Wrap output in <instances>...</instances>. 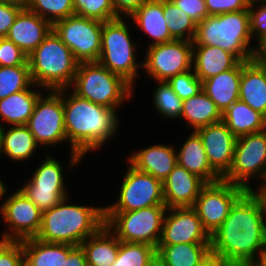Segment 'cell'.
<instances>
[{
  "label": "cell",
  "mask_w": 266,
  "mask_h": 266,
  "mask_svg": "<svg viewBox=\"0 0 266 266\" xmlns=\"http://www.w3.org/2000/svg\"><path fill=\"white\" fill-rule=\"evenodd\" d=\"M188 137L177 153V163L205 183L221 180L208 161L200 136L192 131Z\"/></svg>",
  "instance_id": "cell-23"
},
{
  "label": "cell",
  "mask_w": 266,
  "mask_h": 266,
  "mask_svg": "<svg viewBox=\"0 0 266 266\" xmlns=\"http://www.w3.org/2000/svg\"><path fill=\"white\" fill-rule=\"evenodd\" d=\"M239 99L266 117V68L255 59L241 61Z\"/></svg>",
  "instance_id": "cell-21"
},
{
  "label": "cell",
  "mask_w": 266,
  "mask_h": 266,
  "mask_svg": "<svg viewBox=\"0 0 266 266\" xmlns=\"http://www.w3.org/2000/svg\"><path fill=\"white\" fill-rule=\"evenodd\" d=\"M146 266H167L164 260L155 253L154 256L147 262Z\"/></svg>",
  "instance_id": "cell-52"
},
{
  "label": "cell",
  "mask_w": 266,
  "mask_h": 266,
  "mask_svg": "<svg viewBox=\"0 0 266 266\" xmlns=\"http://www.w3.org/2000/svg\"><path fill=\"white\" fill-rule=\"evenodd\" d=\"M255 176L266 184V129L236 139L231 169L222 179L248 191L255 190L248 183Z\"/></svg>",
  "instance_id": "cell-9"
},
{
  "label": "cell",
  "mask_w": 266,
  "mask_h": 266,
  "mask_svg": "<svg viewBox=\"0 0 266 266\" xmlns=\"http://www.w3.org/2000/svg\"><path fill=\"white\" fill-rule=\"evenodd\" d=\"M201 266H237L231 259L209 252L204 258Z\"/></svg>",
  "instance_id": "cell-50"
},
{
  "label": "cell",
  "mask_w": 266,
  "mask_h": 266,
  "mask_svg": "<svg viewBox=\"0 0 266 266\" xmlns=\"http://www.w3.org/2000/svg\"><path fill=\"white\" fill-rule=\"evenodd\" d=\"M73 10L75 15L101 22L115 19L111 0H73Z\"/></svg>",
  "instance_id": "cell-39"
},
{
  "label": "cell",
  "mask_w": 266,
  "mask_h": 266,
  "mask_svg": "<svg viewBox=\"0 0 266 266\" xmlns=\"http://www.w3.org/2000/svg\"><path fill=\"white\" fill-rule=\"evenodd\" d=\"M129 33L123 17L103 22L101 52L97 62L134 87L142 63L137 62V44L133 43Z\"/></svg>",
  "instance_id": "cell-7"
},
{
  "label": "cell",
  "mask_w": 266,
  "mask_h": 266,
  "mask_svg": "<svg viewBox=\"0 0 266 266\" xmlns=\"http://www.w3.org/2000/svg\"><path fill=\"white\" fill-rule=\"evenodd\" d=\"M70 89L80 98L112 109L120 108L123 101L133 97L132 90H135L121 76L98 62L78 63Z\"/></svg>",
  "instance_id": "cell-6"
},
{
  "label": "cell",
  "mask_w": 266,
  "mask_h": 266,
  "mask_svg": "<svg viewBox=\"0 0 266 266\" xmlns=\"http://www.w3.org/2000/svg\"><path fill=\"white\" fill-rule=\"evenodd\" d=\"M163 16L167 22L170 35L175 40L193 42L197 23L171 0H163Z\"/></svg>",
  "instance_id": "cell-33"
},
{
  "label": "cell",
  "mask_w": 266,
  "mask_h": 266,
  "mask_svg": "<svg viewBox=\"0 0 266 266\" xmlns=\"http://www.w3.org/2000/svg\"><path fill=\"white\" fill-rule=\"evenodd\" d=\"M172 145L157 144L129 155L128 162L137 170L149 173L162 182L177 164V152Z\"/></svg>",
  "instance_id": "cell-20"
},
{
  "label": "cell",
  "mask_w": 266,
  "mask_h": 266,
  "mask_svg": "<svg viewBox=\"0 0 266 266\" xmlns=\"http://www.w3.org/2000/svg\"><path fill=\"white\" fill-rule=\"evenodd\" d=\"M222 121L237 138L266 129V117L240 99L222 112Z\"/></svg>",
  "instance_id": "cell-27"
},
{
  "label": "cell",
  "mask_w": 266,
  "mask_h": 266,
  "mask_svg": "<svg viewBox=\"0 0 266 266\" xmlns=\"http://www.w3.org/2000/svg\"><path fill=\"white\" fill-rule=\"evenodd\" d=\"M32 83L29 65L0 66V100L27 89Z\"/></svg>",
  "instance_id": "cell-35"
},
{
  "label": "cell",
  "mask_w": 266,
  "mask_h": 266,
  "mask_svg": "<svg viewBox=\"0 0 266 266\" xmlns=\"http://www.w3.org/2000/svg\"><path fill=\"white\" fill-rule=\"evenodd\" d=\"M245 191L223 179L202 187L193 208L210 235L223 223L232 205Z\"/></svg>",
  "instance_id": "cell-14"
},
{
  "label": "cell",
  "mask_w": 266,
  "mask_h": 266,
  "mask_svg": "<svg viewBox=\"0 0 266 266\" xmlns=\"http://www.w3.org/2000/svg\"><path fill=\"white\" fill-rule=\"evenodd\" d=\"M41 212L56 206L62 199L68 197L67 190L38 189L30 181L19 188Z\"/></svg>",
  "instance_id": "cell-40"
},
{
  "label": "cell",
  "mask_w": 266,
  "mask_h": 266,
  "mask_svg": "<svg viewBox=\"0 0 266 266\" xmlns=\"http://www.w3.org/2000/svg\"><path fill=\"white\" fill-rule=\"evenodd\" d=\"M206 183L178 163L163 181V197L167 208L193 207Z\"/></svg>",
  "instance_id": "cell-18"
},
{
  "label": "cell",
  "mask_w": 266,
  "mask_h": 266,
  "mask_svg": "<svg viewBox=\"0 0 266 266\" xmlns=\"http://www.w3.org/2000/svg\"><path fill=\"white\" fill-rule=\"evenodd\" d=\"M103 22L72 15L53 24V30L80 62H97L101 52Z\"/></svg>",
  "instance_id": "cell-10"
},
{
  "label": "cell",
  "mask_w": 266,
  "mask_h": 266,
  "mask_svg": "<svg viewBox=\"0 0 266 266\" xmlns=\"http://www.w3.org/2000/svg\"><path fill=\"white\" fill-rule=\"evenodd\" d=\"M5 240H3L2 238H1V240H0V245L4 242Z\"/></svg>",
  "instance_id": "cell-59"
},
{
  "label": "cell",
  "mask_w": 266,
  "mask_h": 266,
  "mask_svg": "<svg viewBox=\"0 0 266 266\" xmlns=\"http://www.w3.org/2000/svg\"><path fill=\"white\" fill-rule=\"evenodd\" d=\"M156 248L144 243L121 242L116 261L112 266H146Z\"/></svg>",
  "instance_id": "cell-38"
},
{
  "label": "cell",
  "mask_w": 266,
  "mask_h": 266,
  "mask_svg": "<svg viewBox=\"0 0 266 266\" xmlns=\"http://www.w3.org/2000/svg\"><path fill=\"white\" fill-rule=\"evenodd\" d=\"M7 192V188L5 187V185L2 183V180H0V199H2V197L4 198Z\"/></svg>",
  "instance_id": "cell-56"
},
{
  "label": "cell",
  "mask_w": 266,
  "mask_h": 266,
  "mask_svg": "<svg viewBox=\"0 0 266 266\" xmlns=\"http://www.w3.org/2000/svg\"><path fill=\"white\" fill-rule=\"evenodd\" d=\"M128 169L120 183L118 200L105 206V212H128L155 205H165L163 182L149 173L137 170L128 163Z\"/></svg>",
  "instance_id": "cell-11"
},
{
  "label": "cell",
  "mask_w": 266,
  "mask_h": 266,
  "mask_svg": "<svg viewBox=\"0 0 266 266\" xmlns=\"http://www.w3.org/2000/svg\"><path fill=\"white\" fill-rule=\"evenodd\" d=\"M28 63L31 80L35 85L57 91L70 88L79 62L52 29L28 55Z\"/></svg>",
  "instance_id": "cell-5"
},
{
  "label": "cell",
  "mask_w": 266,
  "mask_h": 266,
  "mask_svg": "<svg viewBox=\"0 0 266 266\" xmlns=\"http://www.w3.org/2000/svg\"><path fill=\"white\" fill-rule=\"evenodd\" d=\"M76 246L43 242L35 237L22 240L24 266H64Z\"/></svg>",
  "instance_id": "cell-25"
},
{
  "label": "cell",
  "mask_w": 266,
  "mask_h": 266,
  "mask_svg": "<svg viewBox=\"0 0 266 266\" xmlns=\"http://www.w3.org/2000/svg\"><path fill=\"white\" fill-rule=\"evenodd\" d=\"M167 209L166 205H155L128 212H105V226L121 242L157 248Z\"/></svg>",
  "instance_id": "cell-8"
},
{
  "label": "cell",
  "mask_w": 266,
  "mask_h": 266,
  "mask_svg": "<svg viewBox=\"0 0 266 266\" xmlns=\"http://www.w3.org/2000/svg\"><path fill=\"white\" fill-rule=\"evenodd\" d=\"M249 11L208 16L197 23L193 45L218 46L232 53L239 61L254 59L256 49L251 44Z\"/></svg>",
  "instance_id": "cell-4"
},
{
  "label": "cell",
  "mask_w": 266,
  "mask_h": 266,
  "mask_svg": "<svg viewBox=\"0 0 266 266\" xmlns=\"http://www.w3.org/2000/svg\"><path fill=\"white\" fill-rule=\"evenodd\" d=\"M210 242L211 235L203 227L193 207L167 209L158 245L210 244Z\"/></svg>",
  "instance_id": "cell-16"
},
{
  "label": "cell",
  "mask_w": 266,
  "mask_h": 266,
  "mask_svg": "<svg viewBox=\"0 0 266 266\" xmlns=\"http://www.w3.org/2000/svg\"><path fill=\"white\" fill-rule=\"evenodd\" d=\"M59 161L47 155L44 162L33 172L29 180L38 189L67 190L63 176V167Z\"/></svg>",
  "instance_id": "cell-34"
},
{
  "label": "cell",
  "mask_w": 266,
  "mask_h": 266,
  "mask_svg": "<svg viewBox=\"0 0 266 266\" xmlns=\"http://www.w3.org/2000/svg\"><path fill=\"white\" fill-rule=\"evenodd\" d=\"M254 59L263 67L266 68V40L256 47Z\"/></svg>",
  "instance_id": "cell-51"
},
{
  "label": "cell",
  "mask_w": 266,
  "mask_h": 266,
  "mask_svg": "<svg viewBox=\"0 0 266 266\" xmlns=\"http://www.w3.org/2000/svg\"><path fill=\"white\" fill-rule=\"evenodd\" d=\"M240 266H255V265L252 263V264H243V265H240Z\"/></svg>",
  "instance_id": "cell-58"
},
{
  "label": "cell",
  "mask_w": 266,
  "mask_h": 266,
  "mask_svg": "<svg viewBox=\"0 0 266 266\" xmlns=\"http://www.w3.org/2000/svg\"><path fill=\"white\" fill-rule=\"evenodd\" d=\"M240 61L218 46L193 45L192 69L204 81L234 68Z\"/></svg>",
  "instance_id": "cell-22"
},
{
  "label": "cell",
  "mask_w": 266,
  "mask_h": 266,
  "mask_svg": "<svg viewBox=\"0 0 266 266\" xmlns=\"http://www.w3.org/2000/svg\"><path fill=\"white\" fill-rule=\"evenodd\" d=\"M178 8L189 15L196 23L208 17L205 0H171Z\"/></svg>",
  "instance_id": "cell-46"
},
{
  "label": "cell",
  "mask_w": 266,
  "mask_h": 266,
  "mask_svg": "<svg viewBox=\"0 0 266 266\" xmlns=\"http://www.w3.org/2000/svg\"><path fill=\"white\" fill-rule=\"evenodd\" d=\"M129 19L134 20L135 24L153 39L149 45L175 40L170 35L163 16V0L147 1Z\"/></svg>",
  "instance_id": "cell-26"
},
{
  "label": "cell",
  "mask_w": 266,
  "mask_h": 266,
  "mask_svg": "<svg viewBox=\"0 0 266 266\" xmlns=\"http://www.w3.org/2000/svg\"><path fill=\"white\" fill-rule=\"evenodd\" d=\"M257 258L253 263L255 266H266V249Z\"/></svg>",
  "instance_id": "cell-55"
},
{
  "label": "cell",
  "mask_w": 266,
  "mask_h": 266,
  "mask_svg": "<svg viewBox=\"0 0 266 266\" xmlns=\"http://www.w3.org/2000/svg\"><path fill=\"white\" fill-rule=\"evenodd\" d=\"M29 65L28 55L15 43L0 38V66Z\"/></svg>",
  "instance_id": "cell-43"
},
{
  "label": "cell",
  "mask_w": 266,
  "mask_h": 266,
  "mask_svg": "<svg viewBox=\"0 0 266 266\" xmlns=\"http://www.w3.org/2000/svg\"><path fill=\"white\" fill-rule=\"evenodd\" d=\"M88 266H112L120 248L119 239L104 225L80 244Z\"/></svg>",
  "instance_id": "cell-28"
},
{
  "label": "cell",
  "mask_w": 266,
  "mask_h": 266,
  "mask_svg": "<svg viewBox=\"0 0 266 266\" xmlns=\"http://www.w3.org/2000/svg\"><path fill=\"white\" fill-rule=\"evenodd\" d=\"M147 1L149 0H111L115 10V19L122 18V14L130 17Z\"/></svg>",
  "instance_id": "cell-48"
},
{
  "label": "cell",
  "mask_w": 266,
  "mask_h": 266,
  "mask_svg": "<svg viewBox=\"0 0 266 266\" xmlns=\"http://www.w3.org/2000/svg\"><path fill=\"white\" fill-rule=\"evenodd\" d=\"M34 88H39V86L32 83L27 89L0 100L1 120L8 125H27L35 103L41 95V92L33 90Z\"/></svg>",
  "instance_id": "cell-29"
},
{
  "label": "cell",
  "mask_w": 266,
  "mask_h": 266,
  "mask_svg": "<svg viewBox=\"0 0 266 266\" xmlns=\"http://www.w3.org/2000/svg\"><path fill=\"white\" fill-rule=\"evenodd\" d=\"M26 8L52 25L75 14L73 0H29Z\"/></svg>",
  "instance_id": "cell-37"
},
{
  "label": "cell",
  "mask_w": 266,
  "mask_h": 266,
  "mask_svg": "<svg viewBox=\"0 0 266 266\" xmlns=\"http://www.w3.org/2000/svg\"><path fill=\"white\" fill-rule=\"evenodd\" d=\"M261 188L255 190V192L259 195V197L261 198L264 207H265V213H266V184H262V186L260 185Z\"/></svg>",
  "instance_id": "cell-54"
},
{
  "label": "cell",
  "mask_w": 266,
  "mask_h": 266,
  "mask_svg": "<svg viewBox=\"0 0 266 266\" xmlns=\"http://www.w3.org/2000/svg\"><path fill=\"white\" fill-rule=\"evenodd\" d=\"M241 61L232 69L202 81V90L221 111H225L239 99Z\"/></svg>",
  "instance_id": "cell-24"
},
{
  "label": "cell",
  "mask_w": 266,
  "mask_h": 266,
  "mask_svg": "<svg viewBox=\"0 0 266 266\" xmlns=\"http://www.w3.org/2000/svg\"><path fill=\"white\" fill-rule=\"evenodd\" d=\"M211 251L210 244L158 245L156 253L167 266H201Z\"/></svg>",
  "instance_id": "cell-32"
},
{
  "label": "cell",
  "mask_w": 266,
  "mask_h": 266,
  "mask_svg": "<svg viewBox=\"0 0 266 266\" xmlns=\"http://www.w3.org/2000/svg\"><path fill=\"white\" fill-rule=\"evenodd\" d=\"M201 138L211 167L223 178L231 169L237 137L223 121L195 131Z\"/></svg>",
  "instance_id": "cell-17"
},
{
  "label": "cell",
  "mask_w": 266,
  "mask_h": 266,
  "mask_svg": "<svg viewBox=\"0 0 266 266\" xmlns=\"http://www.w3.org/2000/svg\"><path fill=\"white\" fill-rule=\"evenodd\" d=\"M158 84L152 95L157 114L163 118H180L183 100L173 91L167 81H159Z\"/></svg>",
  "instance_id": "cell-36"
},
{
  "label": "cell",
  "mask_w": 266,
  "mask_h": 266,
  "mask_svg": "<svg viewBox=\"0 0 266 266\" xmlns=\"http://www.w3.org/2000/svg\"><path fill=\"white\" fill-rule=\"evenodd\" d=\"M167 82L182 100L195 96L202 90V81L196 76L193 69L175 75Z\"/></svg>",
  "instance_id": "cell-41"
},
{
  "label": "cell",
  "mask_w": 266,
  "mask_h": 266,
  "mask_svg": "<svg viewBox=\"0 0 266 266\" xmlns=\"http://www.w3.org/2000/svg\"><path fill=\"white\" fill-rule=\"evenodd\" d=\"M64 266H88L84 250L76 246L68 255Z\"/></svg>",
  "instance_id": "cell-49"
},
{
  "label": "cell",
  "mask_w": 266,
  "mask_h": 266,
  "mask_svg": "<svg viewBox=\"0 0 266 266\" xmlns=\"http://www.w3.org/2000/svg\"><path fill=\"white\" fill-rule=\"evenodd\" d=\"M23 8L0 2V38H5Z\"/></svg>",
  "instance_id": "cell-47"
},
{
  "label": "cell",
  "mask_w": 266,
  "mask_h": 266,
  "mask_svg": "<svg viewBox=\"0 0 266 266\" xmlns=\"http://www.w3.org/2000/svg\"><path fill=\"white\" fill-rule=\"evenodd\" d=\"M66 201L68 197L42 212L41 227L35 238L48 243L80 246L105 225L104 207L75 205Z\"/></svg>",
  "instance_id": "cell-3"
},
{
  "label": "cell",
  "mask_w": 266,
  "mask_h": 266,
  "mask_svg": "<svg viewBox=\"0 0 266 266\" xmlns=\"http://www.w3.org/2000/svg\"><path fill=\"white\" fill-rule=\"evenodd\" d=\"M192 131L222 121V113L210 97L201 90L197 95L183 100L181 117ZM194 128V129H193Z\"/></svg>",
  "instance_id": "cell-30"
},
{
  "label": "cell",
  "mask_w": 266,
  "mask_h": 266,
  "mask_svg": "<svg viewBox=\"0 0 266 266\" xmlns=\"http://www.w3.org/2000/svg\"><path fill=\"white\" fill-rule=\"evenodd\" d=\"M257 2L259 3V7L254 8ZM248 11L250 17L251 38L253 36L257 38L258 41H256V44L258 46L266 40V1L251 0Z\"/></svg>",
  "instance_id": "cell-42"
},
{
  "label": "cell",
  "mask_w": 266,
  "mask_h": 266,
  "mask_svg": "<svg viewBox=\"0 0 266 266\" xmlns=\"http://www.w3.org/2000/svg\"><path fill=\"white\" fill-rule=\"evenodd\" d=\"M69 90L63 89V108L67 142L72 150L69 163L74 167L83 156L100 149L113 138L119 128V119L116 109L80 98L72 91L67 97Z\"/></svg>",
  "instance_id": "cell-2"
},
{
  "label": "cell",
  "mask_w": 266,
  "mask_h": 266,
  "mask_svg": "<svg viewBox=\"0 0 266 266\" xmlns=\"http://www.w3.org/2000/svg\"><path fill=\"white\" fill-rule=\"evenodd\" d=\"M251 0H205L208 15L216 16L223 13L249 9Z\"/></svg>",
  "instance_id": "cell-45"
},
{
  "label": "cell",
  "mask_w": 266,
  "mask_h": 266,
  "mask_svg": "<svg viewBox=\"0 0 266 266\" xmlns=\"http://www.w3.org/2000/svg\"><path fill=\"white\" fill-rule=\"evenodd\" d=\"M142 69L157 82L192 69L193 42L173 40L167 43L149 45Z\"/></svg>",
  "instance_id": "cell-13"
},
{
  "label": "cell",
  "mask_w": 266,
  "mask_h": 266,
  "mask_svg": "<svg viewBox=\"0 0 266 266\" xmlns=\"http://www.w3.org/2000/svg\"><path fill=\"white\" fill-rule=\"evenodd\" d=\"M0 155H2V145H1V126H0Z\"/></svg>",
  "instance_id": "cell-57"
},
{
  "label": "cell",
  "mask_w": 266,
  "mask_h": 266,
  "mask_svg": "<svg viewBox=\"0 0 266 266\" xmlns=\"http://www.w3.org/2000/svg\"><path fill=\"white\" fill-rule=\"evenodd\" d=\"M0 266H24L22 241L5 240L0 245Z\"/></svg>",
  "instance_id": "cell-44"
},
{
  "label": "cell",
  "mask_w": 266,
  "mask_h": 266,
  "mask_svg": "<svg viewBox=\"0 0 266 266\" xmlns=\"http://www.w3.org/2000/svg\"><path fill=\"white\" fill-rule=\"evenodd\" d=\"M52 29L53 25L49 21L25 8L17 15L6 38L29 55Z\"/></svg>",
  "instance_id": "cell-19"
},
{
  "label": "cell",
  "mask_w": 266,
  "mask_h": 266,
  "mask_svg": "<svg viewBox=\"0 0 266 266\" xmlns=\"http://www.w3.org/2000/svg\"><path fill=\"white\" fill-rule=\"evenodd\" d=\"M27 127L40 146L67 142L64 123L63 89L50 90L47 97L37 99Z\"/></svg>",
  "instance_id": "cell-12"
},
{
  "label": "cell",
  "mask_w": 266,
  "mask_h": 266,
  "mask_svg": "<svg viewBox=\"0 0 266 266\" xmlns=\"http://www.w3.org/2000/svg\"><path fill=\"white\" fill-rule=\"evenodd\" d=\"M211 252L237 266L252 264L266 249V213L255 190L245 191L223 223L211 234ZM258 255V256H257Z\"/></svg>",
  "instance_id": "cell-1"
},
{
  "label": "cell",
  "mask_w": 266,
  "mask_h": 266,
  "mask_svg": "<svg viewBox=\"0 0 266 266\" xmlns=\"http://www.w3.org/2000/svg\"><path fill=\"white\" fill-rule=\"evenodd\" d=\"M0 2L25 9L28 5L29 0H0Z\"/></svg>",
  "instance_id": "cell-53"
},
{
  "label": "cell",
  "mask_w": 266,
  "mask_h": 266,
  "mask_svg": "<svg viewBox=\"0 0 266 266\" xmlns=\"http://www.w3.org/2000/svg\"><path fill=\"white\" fill-rule=\"evenodd\" d=\"M0 214L10 229L3 240L22 241L36 237L40 230L42 212L19 188L0 204Z\"/></svg>",
  "instance_id": "cell-15"
},
{
  "label": "cell",
  "mask_w": 266,
  "mask_h": 266,
  "mask_svg": "<svg viewBox=\"0 0 266 266\" xmlns=\"http://www.w3.org/2000/svg\"><path fill=\"white\" fill-rule=\"evenodd\" d=\"M1 145L2 154L14 161L29 159L39 146L27 125H13L7 131L1 126Z\"/></svg>",
  "instance_id": "cell-31"
}]
</instances>
